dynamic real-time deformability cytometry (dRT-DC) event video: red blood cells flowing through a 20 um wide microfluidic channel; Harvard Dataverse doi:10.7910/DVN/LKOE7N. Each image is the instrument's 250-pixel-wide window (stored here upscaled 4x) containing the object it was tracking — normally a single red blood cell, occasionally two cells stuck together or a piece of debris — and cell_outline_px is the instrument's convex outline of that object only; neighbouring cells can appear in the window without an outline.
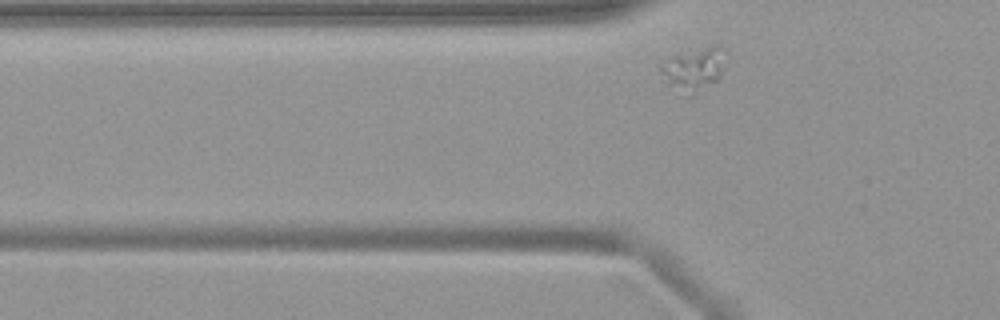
{"species": "common noctule bat (a hibernating species)", "species_latin": "Nyctalus noctula", "temperature_condition": "warm", "stored_images_in_passage": 32, "camera_frame_rate_fps": 3000, "um_per_image_px": 0.085, "animal": {"sex": "female", "body_mass_g": 19.9}, "frame": {"image": 1, "passage_image": 2, "time_ms": 0.333, "image_size_px": [1000, 320], "cell_outline_px": [[724, 48], [720, 76], [716, 80], [692, 96], [688, 96], [668, 84], [660, 72], [660, 56], [708, 48]], "centroid_in_image_um": [58.83, 5.89], "position_along_channel_um": 67.0, "area_um2": 16.01}}
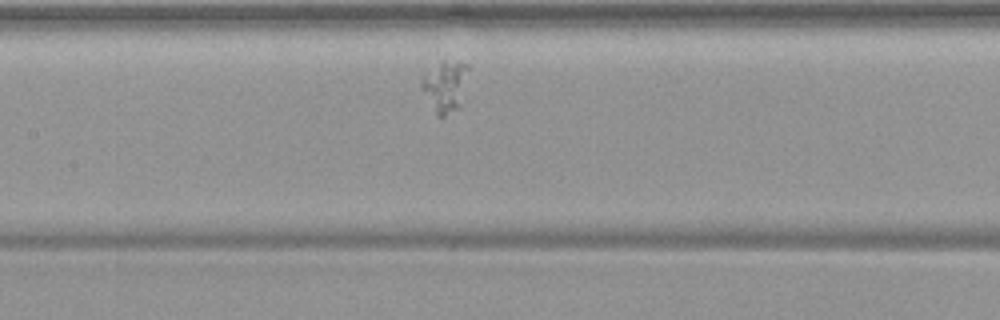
{"frame": {"image": 2, "passage_image": 11, "time_ms": 3.333, "image_size_px": [1000, 320], "cell_outline_px": [[468, 68], [460, 108], [440, 120], [436, 116], [420, 88], [420, 80], [424, 72], [444, 60], [468, 64]], "centroid_in_image_um": [37.79, 7.39], "position_along_channel_um": 169.6, "area_um2": 14.28}}
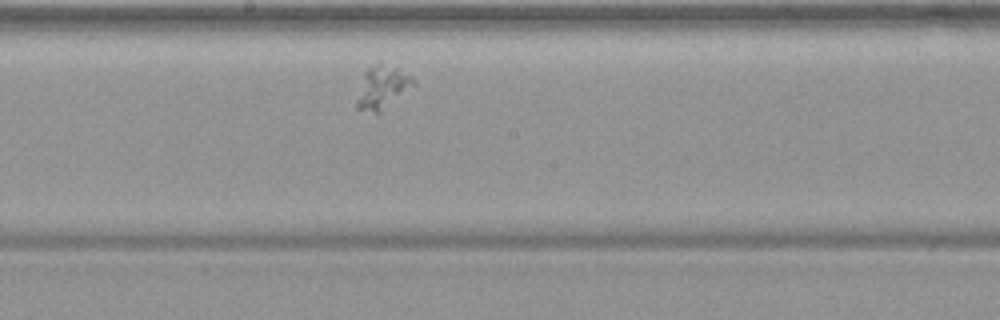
{"frame": {"image": 3, "passage_image": 15, "time_ms": 4.667, "image_size_px": [1000, 320], "cell_outline_px": [[416, 84], [380, 112], [376, 112], [356, 108], [356, 100], [364, 72], [368, 68], [376, 64], [380, 64], [396, 68], [412, 76], [416, 80]], "centroid_in_image_um": [32.5, 7.43], "position_along_channel_um": 215.7, "area_um2": 13.76}}